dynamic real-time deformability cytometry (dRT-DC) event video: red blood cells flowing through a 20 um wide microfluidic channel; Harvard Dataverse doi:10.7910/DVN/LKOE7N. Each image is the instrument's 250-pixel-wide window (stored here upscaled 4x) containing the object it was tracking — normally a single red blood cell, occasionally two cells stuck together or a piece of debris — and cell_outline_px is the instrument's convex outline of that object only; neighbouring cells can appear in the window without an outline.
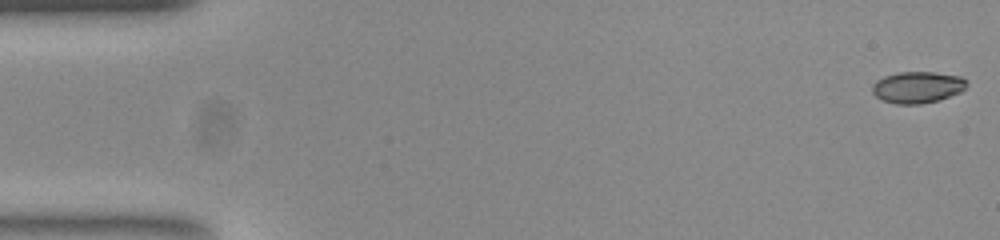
{"species": "common noctule bat (a hibernating species)", "species_latin": "Nyctalus noctula", "temperature_condition": "room temperature", "stored_images_in_passage": 29, "camera_frame_rate_fps": 3000, "um_per_image_px": 0.085, "animal": {"sex": "female", "body_mass_g": 23.0, "forearm_length_mm": 53.4}, "frame": {"image": 1, "passage_image": 1, "time_ms": 0.0, "image_size_px": [1000, 240], "cell_outline_px": [[968, 84], [960, 92], [940, 100], [920, 104], [896, 104], [884, 100], [876, 96], [872, 92], [872, 84], [876, 80], [884, 76], [896, 72], [932, 72], [960, 76], [968, 80]], "centroid_in_image_um": [77.99, 7.41], "position_along_channel_um": 7.0, "area_um2": 17.46}}
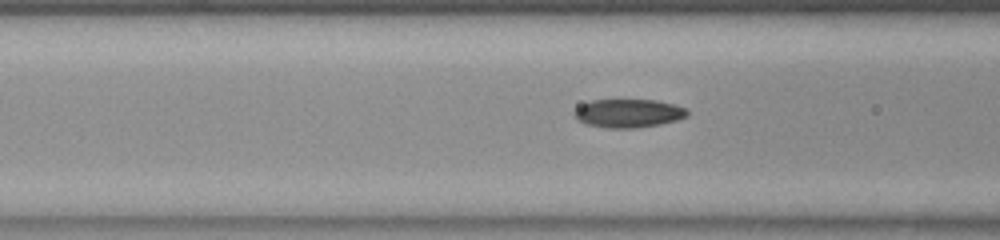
{"frame": {"image": 2, "passage_image": 20, "time_ms": 6.333, "image_size_px": [1000, 240], "cell_outline_px": [[688, 116], [676, 120], [660, 124], [636, 128], [608, 128], [588, 124], [580, 120], [572, 112], [580, 104], [592, 100], [656, 100], [688, 108]], "centroid_in_image_um": [53.43, 9.62], "position_along_channel_um": 113.2, "area_um2": 18.67}}
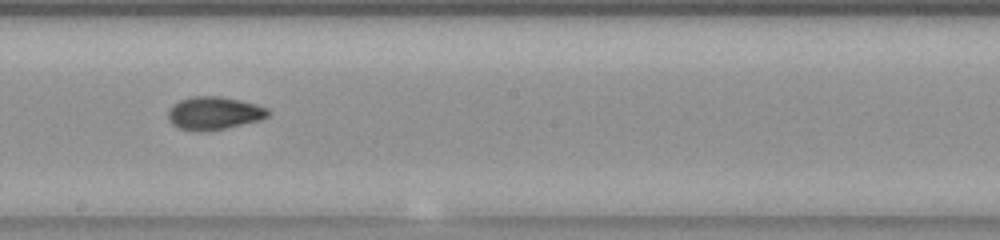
{"frame": {"image": 3, "passage_image": 29, "time_ms": 9.333, "image_size_px": [1000, 240], "cell_outline_px": [[268, 116], [260, 120], [224, 128], [196, 132], [180, 128], [172, 124], [168, 120], [168, 108], [172, 104], [180, 100], [192, 96], [220, 96], [240, 100], [256, 104], [268, 108]], "centroid_in_image_um": [18.15, 9.61], "position_along_channel_um": 230.1, "area_um2": 19.19}}